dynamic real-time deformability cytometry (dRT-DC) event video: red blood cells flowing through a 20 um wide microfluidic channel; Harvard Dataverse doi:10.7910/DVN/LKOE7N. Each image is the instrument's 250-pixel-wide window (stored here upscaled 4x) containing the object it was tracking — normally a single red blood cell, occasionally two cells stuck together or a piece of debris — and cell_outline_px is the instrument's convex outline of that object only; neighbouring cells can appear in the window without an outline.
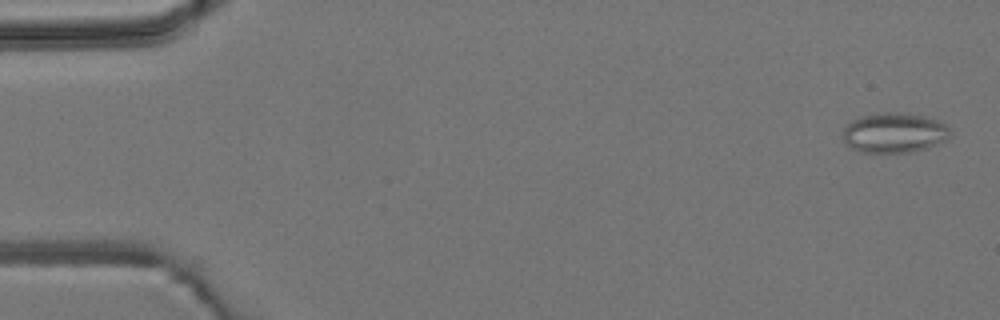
{"species": "common noctule bat (a hibernating species)", "species_latin": "Nyctalus noctula", "temperature_condition": "room temperature", "stored_images_in_passage": 4, "camera_frame_rate_fps": 3000, "um_per_image_px": 0.085, "animal": {"sex": "male", "body_mass_g": 19.2, "forearm_length_mm": 51.8}, "frame": {"image": 1, "passage_image": 1, "time_ms": 0.0, "image_size_px": [1000, 320], "cell_outline_px": [[948, 136], [944, 140], [928, 148], [912, 152], [864, 152], [852, 148], [844, 144], [844, 128], [852, 120], [860, 116], [884, 112], [900, 112], [924, 116], [936, 120], [944, 124], [948, 128]], "centroid_in_image_um": [75.97, 11.28], "position_along_channel_um": 9.0, "area_um2": 24.74}}
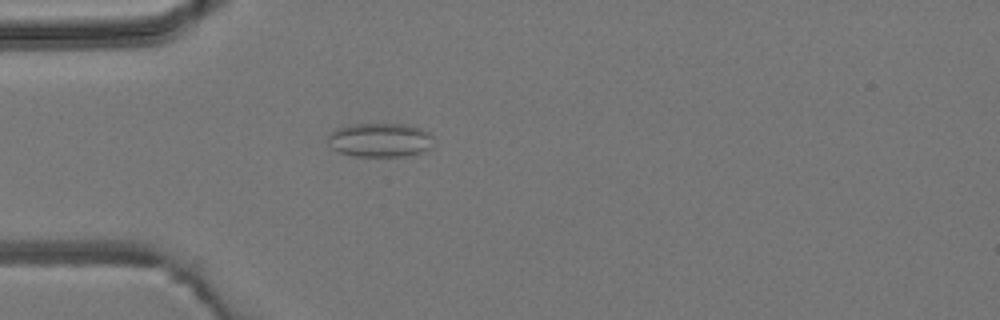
{"frame": {"image": 2, "passage_image": 4, "time_ms": 4.333, "image_size_px": [1000, 320], "cell_outline_px": [[432, 148], [420, 152], [404, 156], [356, 156], [340, 152], [332, 148], [328, 144], [328, 136], [336, 128], [352, 124], [404, 124], [420, 128], [428, 132], [432, 136]], "centroid_in_image_um": [32.3, 11.89], "position_along_channel_um": 52.7, "area_um2": 20.87}}